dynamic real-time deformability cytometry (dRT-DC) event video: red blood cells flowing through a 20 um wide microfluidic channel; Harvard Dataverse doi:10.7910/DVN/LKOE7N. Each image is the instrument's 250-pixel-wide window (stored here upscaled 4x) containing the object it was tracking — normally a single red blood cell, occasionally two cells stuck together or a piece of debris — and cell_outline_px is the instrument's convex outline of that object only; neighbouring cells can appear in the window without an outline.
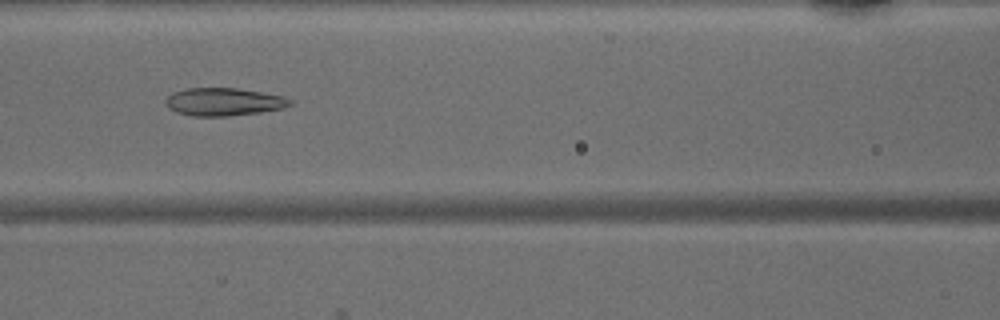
{"species": "common noctule bat (a hibernating species)", "species_latin": "Nyctalus noctula", "temperature_condition": "warm", "stored_images_in_passage": 47, "segment_of_instrument_passage": [1, 2], "camera_frame_rate_fps": 3000, "um_per_image_px": 0.085, "animal": {"sex": "male", "body_mass_g": 15.6}, "frame": {"image": 1, "passage_image": 20, "time_ms": 6.333, "image_size_px": [1000, 320], "cell_outline_px": [[292, 104], [284, 108], [260, 112], [228, 116], [192, 116], [176, 112], [168, 108], [164, 104], [164, 100], [172, 92], [184, 88], [236, 88], [284, 96], [292, 100]], "centroid_in_image_um": [18.98, 8.65], "position_along_channel_um": 147.6, "area_um2": 20.35}}
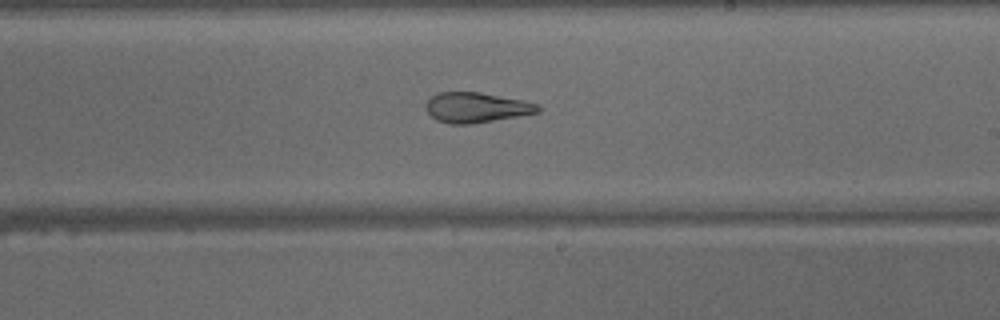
{"frame": {"image": 2, "passage_image": 27, "time_ms": 8.667, "image_size_px": [1000, 320], "cell_outline_px": [[544, 108], [540, 112], [472, 124], [448, 124], [436, 120], [424, 108], [424, 104], [436, 92], [480, 92], [524, 100], [540, 104]], "centroid_in_image_um": [40.51, 9.13], "position_along_channel_um": 248.5, "area_um2": 20.0}}
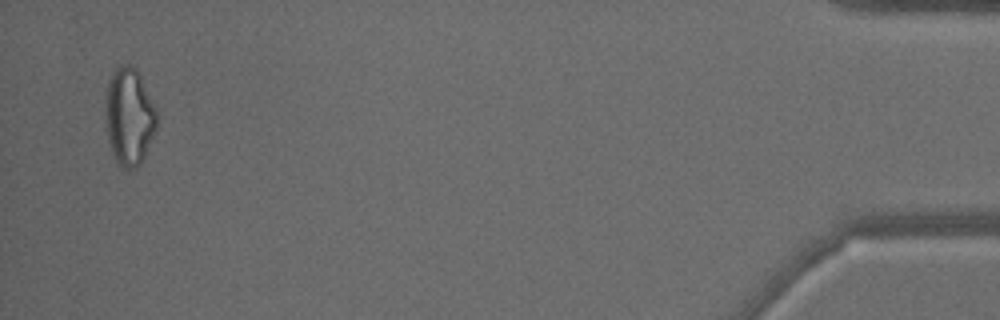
{"frame": {"image": 3, "passage_image": 45, "time_ms": 14.667, "image_size_px": [1000, 320], "cell_outline_px": [[156, 128], [144, 160], [136, 168], [120, 168], [116, 164], [108, 140], [104, 120], [104, 100], [108, 80], [112, 72], [116, 68], [124, 64], [128, 64], [136, 68], [156, 108]], "centroid_in_image_um": [10.94, 9.93], "position_along_channel_um": 424.3, "area_um2": 29.71}}